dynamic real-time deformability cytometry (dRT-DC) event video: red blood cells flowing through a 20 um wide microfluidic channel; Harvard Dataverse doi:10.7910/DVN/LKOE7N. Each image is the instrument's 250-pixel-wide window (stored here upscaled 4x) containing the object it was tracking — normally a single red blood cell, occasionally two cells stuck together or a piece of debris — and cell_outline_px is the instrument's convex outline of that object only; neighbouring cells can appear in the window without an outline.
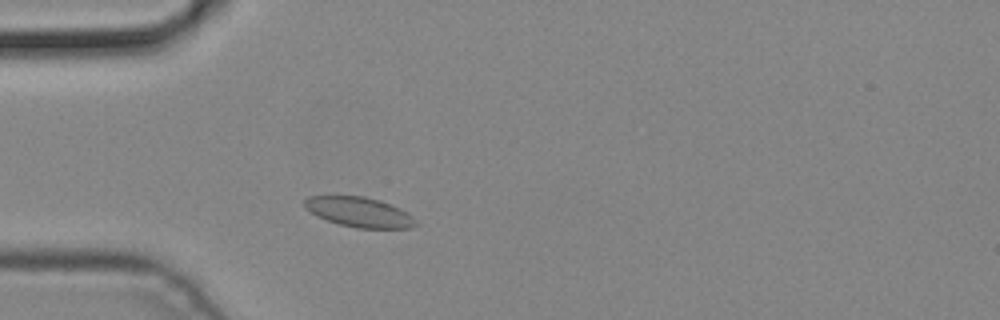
{"species": "common noctule bat (a hibernating species)", "species_latin": "Nyctalus noctula", "temperature_condition": "cold", "stored_images_in_passage": 5, "camera_frame_rate_fps": 3000, "um_per_image_px": 0.085, "animal": {"sex": "male", "body_mass_g": 19.2, "forearm_length_mm": 51.8}, "frame": {"image": 1, "passage_image": 5, "time_ms": 1.333, "image_size_px": [1000, 320], "cell_outline_px": [[420, 224], [408, 228], [356, 228], [340, 224], [316, 216], [304, 208], [304, 200], [308, 196], [364, 196], [380, 200], [412, 216]], "centroid_in_image_um": [30.5, 18.03], "position_along_channel_um": 54.5, "area_um2": 19.19}}